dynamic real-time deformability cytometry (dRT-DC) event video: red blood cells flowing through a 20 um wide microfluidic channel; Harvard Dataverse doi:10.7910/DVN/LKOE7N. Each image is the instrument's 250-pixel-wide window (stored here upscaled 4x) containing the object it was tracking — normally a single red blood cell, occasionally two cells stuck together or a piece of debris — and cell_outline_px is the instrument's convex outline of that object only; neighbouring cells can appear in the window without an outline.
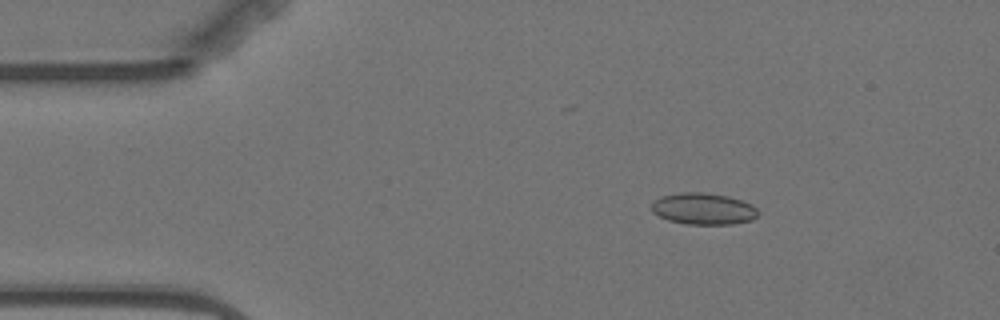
{"species": "Egyptian fruit bat (a non-hibernating species)", "species_latin": "Rousettus aegyptiacus", "temperature_condition": "warm", "stored_images_in_passage": 3, "camera_frame_rate_fps": 3000, "um_per_image_px": 0.085, "animal": {"sex": "female"}, "frame": {"image": 1, "passage_image": 1, "time_ms": 0.0, "image_size_px": [1000, 320], "cell_outline_px": [[756, 216], [752, 220], [732, 224], [688, 224], [668, 220], [652, 212], [652, 204], [660, 196], [680, 192], [704, 192], [728, 196], [752, 204], [756, 208]], "centroid_in_image_um": [59.77, 17.74], "position_along_channel_um": 25.2, "area_um2": 19.48}}